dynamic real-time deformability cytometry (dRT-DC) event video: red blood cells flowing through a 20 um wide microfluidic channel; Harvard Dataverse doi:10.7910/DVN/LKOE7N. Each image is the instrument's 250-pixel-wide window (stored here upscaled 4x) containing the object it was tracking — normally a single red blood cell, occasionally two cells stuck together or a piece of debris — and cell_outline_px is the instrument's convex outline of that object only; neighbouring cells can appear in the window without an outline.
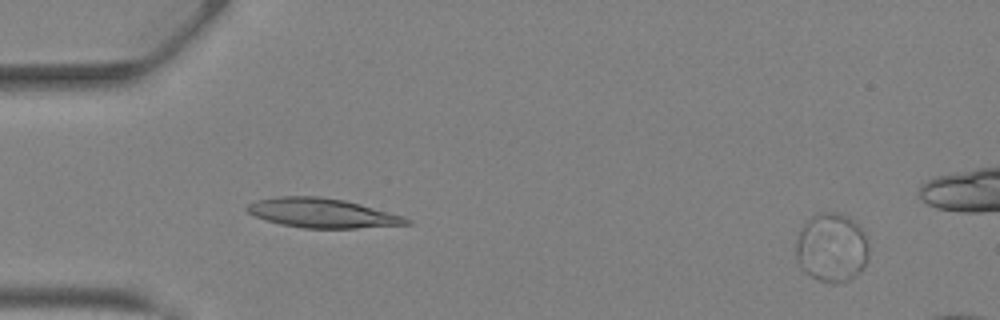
{"species": "Egyptian fruit bat (a non-hibernating species)", "species_latin": "Rousettus aegyptiacus", "temperature_condition": "warm", "stored_images_in_passage": 12, "camera_frame_rate_fps": 3000, "um_per_image_px": 0.085, "animal": {"sex": "female"}, "frame": {"image": 1, "passage_image": 3, "time_ms": 0.667, "image_size_px": [1000, 320], "cell_outline_px": [[868, 256], [860, 272], [848, 280], [836, 284], [832, 284], [820, 280], [804, 272], [800, 268], [796, 260], [796, 240], [804, 220], [816, 212], [836, 212], [848, 216], [864, 232], [868, 248]], "centroid_in_image_um": [70.65, 21.03], "position_along_channel_um": 14.4, "area_um2": 29.59}}